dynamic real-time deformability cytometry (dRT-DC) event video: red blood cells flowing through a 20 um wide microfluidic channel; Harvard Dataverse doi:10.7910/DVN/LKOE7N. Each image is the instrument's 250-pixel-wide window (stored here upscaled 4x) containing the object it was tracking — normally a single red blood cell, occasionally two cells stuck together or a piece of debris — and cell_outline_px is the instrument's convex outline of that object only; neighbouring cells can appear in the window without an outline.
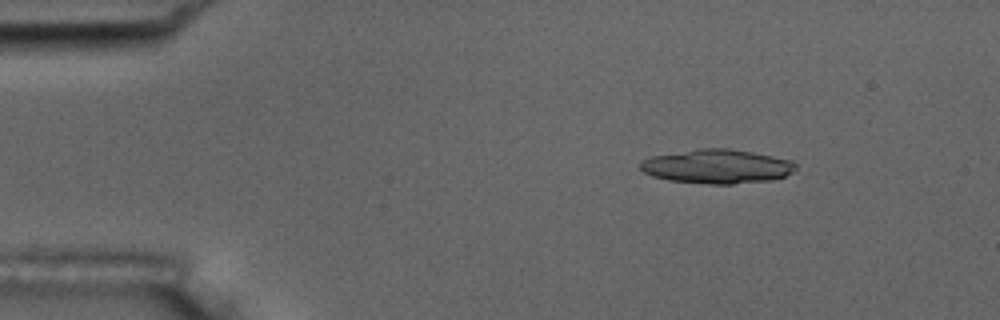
{"species": "common noctule bat (a hibernating species)", "species_latin": "Nyctalus noctula", "temperature_condition": "room temperature", "stored_images_in_passage": 6, "camera_frame_rate_fps": 3000, "um_per_image_px": 0.085, "animal": {"sex": "male", "body_mass_g": 17.5, "forearm_length_mm": 52.3}, "frame": {"image": 1, "passage_image": 3, "time_ms": 2.333, "image_size_px": [1000, 320], "cell_outline_px": [[796, 168], [792, 172], [784, 176], [772, 180], [732, 184], [712, 184], [668, 180], [652, 176], [644, 172], [640, 168], [640, 160], [652, 156], [700, 148], [728, 148], [752, 152], [792, 160], [796, 164]], "centroid_in_image_um": [60.94, 14.14], "position_along_channel_um": 24.1, "area_um2": 30.87}}